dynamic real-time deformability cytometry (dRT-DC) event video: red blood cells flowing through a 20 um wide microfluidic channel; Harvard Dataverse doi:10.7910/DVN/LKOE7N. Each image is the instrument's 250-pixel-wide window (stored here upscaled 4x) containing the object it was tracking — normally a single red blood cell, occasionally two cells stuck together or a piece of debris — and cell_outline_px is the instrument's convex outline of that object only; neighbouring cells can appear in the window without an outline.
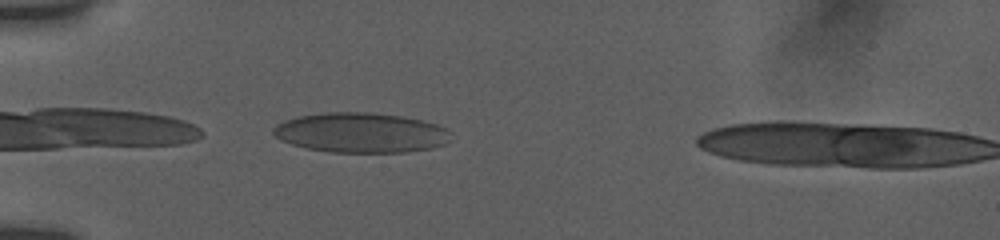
{"species": "human", "species_latin": "Homo sapiens", "temperature_condition": "room temperature", "stored_images_in_passage": 4, "camera_frame_rate_fps": 3000, "um_per_image_px": 0.085, "donor": {"sex": "female"}, "frame": {"image": 1, "passage_image": 4, "time_ms": 2.0, "image_size_px": [1000, 240], "cell_outline_px": [[452, 132], [444, 144], [432, 148], [404, 152], [332, 152], [308, 148], [292, 144], [280, 140], [272, 132], [272, 128], [276, 124], [284, 120], [300, 116], [328, 112], [364, 112], [400, 116], [420, 120], [436, 124]], "centroid_in_image_um": [30.64, 11.28], "position_along_channel_um": 54.4, "area_um2": 40.98}}